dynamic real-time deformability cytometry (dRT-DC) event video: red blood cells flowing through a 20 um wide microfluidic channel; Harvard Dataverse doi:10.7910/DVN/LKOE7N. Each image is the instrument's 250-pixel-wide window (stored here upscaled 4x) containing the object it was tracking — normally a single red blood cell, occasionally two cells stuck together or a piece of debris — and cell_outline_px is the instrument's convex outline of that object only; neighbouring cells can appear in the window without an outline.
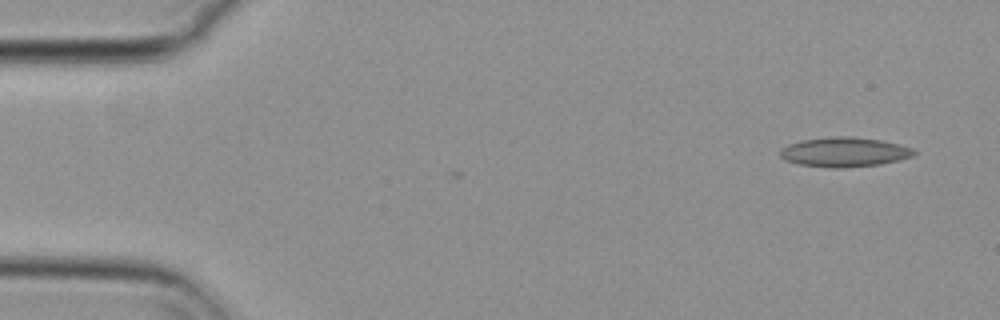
{"species": "common noctule bat (a hibernating species)", "species_latin": "Nyctalus noctula", "temperature_condition": "cold", "stored_images_in_passage": 3, "camera_frame_rate_fps": 3000, "um_per_image_px": 0.085, "animal": {"sex": "female", "body_mass_g": 29.2, "forearm_length_mm": 56.3}, "frame": {"image": 1, "passage_image": 1, "time_ms": 0.0, "image_size_px": [1000, 320], "cell_outline_px": [[916, 152], [912, 156], [900, 160], [880, 164], [836, 168], [832, 168], [800, 164], [784, 160], [780, 156], [780, 148], [788, 144], [800, 140], [836, 136], [852, 136], [880, 140], [900, 144], [912, 148]], "centroid_in_image_um": [71.75, 12.91], "position_along_channel_um": 13.3, "area_um2": 23.06}}